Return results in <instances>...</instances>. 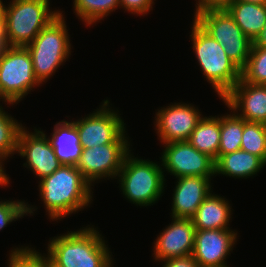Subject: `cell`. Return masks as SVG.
I'll list each match as a JSON object with an SVG mask.
<instances>
[{
  "label": "cell",
  "mask_w": 266,
  "mask_h": 267,
  "mask_svg": "<svg viewBox=\"0 0 266 267\" xmlns=\"http://www.w3.org/2000/svg\"><path fill=\"white\" fill-rule=\"evenodd\" d=\"M253 44L257 47H265L266 48V23L262 28L260 35L255 39Z\"/></svg>",
  "instance_id": "obj_33"
},
{
  "label": "cell",
  "mask_w": 266,
  "mask_h": 267,
  "mask_svg": "<svg viewBox=\"0 0 266 267\" xmlns=\"http://www.w3.org/2000/svg\"><path fill=\"white\" fill-rule=\"evenodd\" d=\"M240 150L256 155L266 163V124L244 120Z\"/></svg>",
  "instance_id": "obj_24"
},
{
  "label": "cell",
  "mask_w": 266,
  "mask_h": 267,
  "mask_svg": "<svg viewBox=\"0 0 266 267\" xmlns=\"http://www.w3.org/2000/svg\"><path fill=\"white\" fill-rule=\"evenodd\" d=\"M235 0H199L196 11H205L210 9H226Z\"/></svg>",
  "instance_id": "obj_32"
},
{
  "label": "cell",
  "mask_w": 266,
  "mask_h": 267,
  "mask_svg": "<svg viewBox=\"0 0 266 267\" xmlns=\"http://www.w3.org/2000/svg\"><path fill=\"white\" fill-rule=\"evenodd\" d=\"M123 194L133 204L148 206L155 203L164 188V174L160 165L133 158L130 153L124 159L117 175Z\"/></svg>",
  "instance_id": "obj_6"
},
{
  "label": "cell",
  "mask_w": 266,
  "mask_h": 267,
  "mask_svg": "<svg viewBox=\"0 0 266 267\" xmlns=\"http://www.w3.org/2000/svg\"><path fill=\"white\" fill-rule=\"evenodd\" d=\"M0 99H3V101L6 102V100H4V98H3L2 94H1V91H0Z\"/></svg>",
  "instance_id": "obj_38"
},
{
  "label": "cell",
  "mask_w": 266,
  "mask_h": 267,
  "mask_svg": "<svg viewBox=\"0 0 266 267\" xmlns=\"http://www.w3.org/2000/svg\"><path fill=\"white\" fill-rule=\"evenodd\" d=\"M55 155L62 165L76 166L81 153L79 133L73 122L61 121L55 125L51 139Z\"/></svg>",
  "instance_id": "obj_18"
},
{
  "label": "cell",
  "mask_w": 266,
  "mask_h": 267,
  "mask_svg": "<svg viewBox=\"0 0 266 267\" xmlns=\"http://www.w3.org/2000/svg\"><path fill=\"white\" fill-rule=\"evenodd\" d=\"M194 21L219 42L228 58L241 70L245 67L253 42L235 23L226 9L196 11Z\"/></svg>",
  "instance_id": "obj_7"
},
{
  "label": "cell",
  "mask_w": 266,
  "mask_h": 267,
  "mask_svg": "<svg viewBox=\"0 0 266 267\" xmlns=\"http://www.w3.org/2000/svg\"><path fill=\"white\" fill-rule=\"evenodd\" d=\"M90 185L72 165H61L53 174L42 178L40 195L50 219H61L88 206L92 198Z\"/></svg>",
  "instance_id": "obj_1"
},
{
  "label": "cell",
  "mask_w": 266,
  "mask_h": 267,
  "mask_svg": "<svg viewBox=\"0 0 266 267\" xmlns=\"http://www.w3.org/2000/svg\"><path fill=\"white\" fill-rule=\"evenodd\" d=\"M16 248L11 251L9 267H51L49 256L44 257L31 248Z\"/></svg>",
  "instance_id": "obj_28"
},
{
  "label": "cell",
  "mask_w": 266,
  "mask_h": 267,
  "mask_svg": "<svg viewBox=\"0 0 266 267\" xmlns=\"http://www.w3.org/2000/svg\"><path fill=\"white\" fill-rule=\"evenodd\" d=\"M222 99L230 110H242V114H237L240 118L266 124V85L251 84L241 78Z\"/></svg>",
  "instance_id": "obj_15"
},
{
  "label": "cell",
  "mask_w": 266,
  "mask_h": 267,
  "mask_svg": "<svg viewBox=\"0 0 266 267\" xmlns=\"http://www.w3.org/2000/svg\"><path fill=\"white\" fill-rule=\"evenodd\" d=\"M2 23L3 22H0V57L2 56L4 49L7 47L2 30Z\"/></svg>",
  "instance_id": "obj_35"
},
{
  "label": "cell",
  "mask_w": 266,
  "mask_h": 267,
  "mask_svg": "<svg viewBox=\"0 0 266 267\" xmlns=\"http://www.w3.org/2000/svg\"><path fill=\"white\" fill-rule=\"evenodd\" d=\"M73 3L77 16L87 25L102 20L120 6L119 0H74Z\"/></svg>",
  "instance_id": "obj_25"
},
{
  "label": "cell",
  "mask_w": 266,
  "mask_h": 267,
  "mask_svg": "<svg viewBox=\"0 0 266 267\" xmlns=\"http://www.w3.org/2000/svg\"><path fill=\"white\" fill-rule=\"evenodd\" d=\"M33 209L23 201H0V230L15 219L23 217L24 214L31 215Z\"/></svg>",
  "instance_id": "obj_29"
},
{
  "label": "cell",
  "mask_w": 266,
  "mask_h": 267,
  "mask_svg": "<svg viewBox=\"0 0 266 267\" xmlns=\"http://www.w3.org/2000/svg\"><path fill=\"white\" fill-rule=\"evenodd\" d=\"M266 163L256 155L238 150L221 155L215 161V174H223L236 178H248L257 174Z\"/></svg>",
  "instance_id": "obj_21"
},
{
  "label": "cell",
  "mask_w": 266,
  "mask_h": 267,
  "mask_svg": "<svg viewBox=\"0 0 266 267\" xmlns=\"http://www.w3.org/2000/svg\"><path fill=\"white\" fill-rule=\"evenodd\" d=\"M4 7L5 5L0 0V22H3V16H4Z\"/></svg>",
  "instance_id": "obj_37"
},
{
  "label": "cell",
  "mask_w": 266,
  "mask_h": 267,
  "mask_svg": "<svg viewBox=\"0 0 266 267\" xmlns=\"http://www.w3.org/2000/svg\"><path fill=\"white\" fill-rule=\"evenodd\" d=\"M157 134L163 144L188 141L192 131L202 118L191 104L174 103L156 113Z\"/></svg>",
  "instance_id": "obj_12"
},
{
  "label": "cell",
  "mask_w": 266,
  "mask_h": 267,
  "mask_svg": "<svg viewBox=\"0 0 266 267\" xmlns=\"http://www.w3.org/2000/svg\"><path fill=\"white\" fill-rule=\"evenodd\" d=\"M33 61L26 47H6L0 57V91L8 102H19L35 85Z\"/></svg>",
  "instance_id": "obj_8"
},
{
  "label": "cell",
  "mask_w": 266,
  "mask_h": 267,
  "mask_svg": "<svg viewBox=\"0 0 266 267\" xmlns=\"http://www.w3.org/2000/svg\"><path fill=\"white\" fill-rule=\"evenodd\" d=\"M153 0H119L120 6L136 14H145L152 8Z\"/></svg>",
  "instance_id": "obj_30"
},
{
  "label": "cell",
  "mask_w": 266,
  "mask_h": 267,
  "mask_svg": "<svg viewBox=\"0 0 266 267\" xmlns=\"http://www.w3.org/2000/svg\"><path fill=\"white\" fill-rule=\"evenodd\" d=\"M92 228L55 237L48 244V256L56 267H111L105 241Z\"/></svg>",
  "instance_id": "obj_2"
},
{
  "label": "cell",
  "mask_w": 266,
  "mask_h": 267,
  "mask_svg": "<svg viewBox=\"0 0 266 267\" xmlns=\"http://www.w3.org/2000/svg\"><path fill=\"white\" fill-rule=\"evenodd\" d=\"M162 261L164 262L163 267H200L192 255L173 257Z\"/></svg>",
  "instance_id": "obj_31"
},
{
  "label": "cell",
  "mask_w": 266,
  "mask_h": 267,
  "mask_svg": "<svg viewBox=\"0 0 266 267\" xmlns=\"http://www.w3.org/2000/svg\"><path fill=\"white\" fill-rule=\"evenodd\" d=\"M235 1H244L254 4H266V0H235Z\"/></svg>",
  "instance_id": "obj_36"
},
{
  "label": "cell",
  "mask_w": 266,
  "mask_h": 267,
  "mask_svg": "<svg viewBox=\"0 0 266 267\" xmlns=\"http://www.w3.org/2000/svg\"><path fill=\"white\" fill-rule=\"evenodd\" d=\"M236 235L230 229L196 230L193 258L200 267H229L225 259L236 243Z\"/></svg>",
  "instance_id": "obj_14"
},
{
  "label": "cell",
  "mask_w": 266,
  "mask_h": 267,
  "mask_svg": "<svg viewBox=\"0 0 266 267\" xmlns=\"http://www.w3.org/2000/svg\"><path fill=\"white\" fill-rule=\"evenodd\" d=\"M188 142L198 151L206 153L215 161L220 146V118L202 117L192 131Z\"/></svg>",
  "instance_id": "obj_22"
},
{
  "label": "cell",
  "mask_w": 266,
  "mask_h": 267,
  "mask_svg": "<svg viewBox=\"0 0 266 267\" xmlns=\"http://www.w3.org/2000/svg\"><path fill=\"white\" fill-rule=\"evenodd\" d=\"M172 220L171 225L160 233L155 242L154 257L158 261L193 253L196 229L192 219L172 218Z\"/></svg>",
  "instance_id": "obj_16"
},
{
  "label": "cell",
  "mask_w": 266,
  "mask_h": 267,
  "mask_svg": "<svg viewBox=\"0 0 266 267\" xmlns=\"http://www.w3.org/2000/svg\"><path fill=\"white\" fill-rule=\"evenodd\" d=\"M241 78L248 83L266 85V48L252 45L245 67L241 70Z\"/></svg>",
  "instance_id": "obj_27"
},
{
  "label": "cell",
  "mask_w": 266,
  "mask_h": 267,
  "mask_svg": "<svg viewBox=\"0 0 266 267\" xmlns=\"http://www.w3.org/2000/svg\"><path fill=\"white\" fill-rule=\"evenodd\" d=\"M2 165H3V163H2V161H0V186L1 185L6 186L9 183V178L6 175V173L4 172Z\"/></svg>",
  "instance_id": "obj_34"
},
{
  "label": "cell",
  "mask_w": 266,
  "mask_h": 267,
  "mask_svg": "<svg viewBox=\"0 0 266 267\" xmlns=\"http://www.w3.org/2000/svg\"><path fill=\"white\" fill-rule=\"evenodd\" d=\"M162 165L176 178L201 176L211 178L215 175V160L206 153L198 151L188 141L165 144Z\"/></svg>",
  "instance_id": "obj_10"
},
{
  "label": "cell",
  "mask_w": 266,
  "mask_h": 267,
  "mask_svg": "<svg viewBox=\"0 0 266 267\" xmlns=\"http://www.w3.org/2000/svg\"><path fill=\"white\" fill-rule=\"evenodd\" d=\"M4 7L2 30L8 47H26L61 12L49 10V0H12Z\"/></svg>",
  "instance_id": "obj_3"
},
{
  "label": "cell",
  "mask_w": 266,
  "mask_h": 267,
  "mask_svg": "<svg viewBox=\"0 0 266 267\" xmlns=\"http://www.w3.org/2000/svg\"><path fill=\"white\" fill-rule=\"evenodd\" d=\"M210 179L201 176L179 177L173 194L172 218L191 219L211 193Z\"/></svg>",
  "instance_id": "obj_17"
},
{
  "label": "cell",
  "mask_w": 266,
  "mask_h": 267,
  "mask_svg": "<svg viewBox=\"0 0 266 267\" xmlns=\"http://www.w3.org/2000/svg\"><path fill=\"white\" fill-rule=\"evenodd\" d=\"M125 138L124 132L114 143L82 149L76 167L90 184L100 178H114L119 174L130 152L129 142Z\"/></svg>",
  "instance_id": "obj_9"
},
{
  "label": "cell",
  "mask_w": 266,
  "mask_h": 267,
  "mask_svg": "<svg viewBox=\"0 0 266 267\" xmlns=\"http://www.w3.org/2000/svg\"><path fill=\"white\" fill-rule=\"evenodd\" d=\"M66 27L60 13L26 46L32 57L35 77L40 83L49 79L69 57L71 45Z\"/></svg>",
  "instance_id": "obj_5"
},
{
  "label": "cell",
  "mask_w": 266,
  "mask_h": 267,
  "mask_svg": "<svg viewBox=\"0 0 266 267\" xmlns=\"http://www.w3.org/2000/svg\"><path fill=\"white\" fill-rule=\"evenodd\" d=\"M108 104L105 100L102 108L74 122L83 148L114 143L125 132L123 120Z\"/></svg>",
  "instance_id": "obj_11"
},
{
  "label": "cell",
  "mask_w": 266,
  "mask_h": 267,
  "mask_svg": "<svg viewBox=\"0 0 266 267\" xmlns=\"http://www.w3.org/2000/svg\"><path fill=\"white\" fill-rule=\"evenodd\" d=\"M226 10L244 34L254 42L266 23V4L234 1Z\"/></svg>",
  "instance_id": "obj_20"
},
{
  "label": "cell",
  "mask_w": 266,
  "mask_h": 267,
  "mask_svg": "<svg viewBox=\"0 0 266 267\" xmlns=\"http://www.w3.org/2000/svg\"><path fill=\"white\" fill-rule=\"evenodd\" d=\"M51 267H56V266L52 263V261H51Z\"/></svg>",
  "instance_id": "obj_39"
},
{
  "label": "cell",
  "mask_w": 266,
  "mask_h": 267,
  "mask_svg": "<svg viewBox=\"0 0 266 267\" xmlns=\"http://www.w3.org/2000/svg\"><path fill=\"white\" fill-rule=\"evenodd\" d=\"M22 124L3 111L0 106V160L4 161L11 154L17 152L18 136Z\"/></svg>",
  "instance_id": "obj_26"
},
{
  "label": "cell",
  "mask_w": 266,
  "mask_h": 267,
  "mask_svg": "<svg viewBox=\"0 0 266 267\" xmlns=\"http://www.w3.org/2000/svg\"><path fill=\"white\" fill-rule=\"evenodd\" d=\"M210 193L191 218L196 230L229 229L231 208L228 201Z\"/></svg>",
  "instance_id": "obj_19"
},
{
  "label": "cell",
  "mask_w": 266,
  "mask_h": 267,
  "mask_svg": "<svg viewBox=\"0 0 266 267\" xmlns=\"http://www.w3.org/2000/svg\"><path fill=\"white\" fill-rule=\"evenodd\" d=\"M244 119L235 114L220 117V146L218 158L240 150Z\"/></svg>",
  "instance_id": "obj_23"
},
{
  "label": "cell",
  "mask_w": 266,
  "mask_h": 267,
  "mask_svg": "<svg viewBox=\"0 0 266 267\" xmlns=\"http://www.w3.org/2000/svg\"><path fill=\"white\" fill-rule=\"evenodd\" d=\"M35 130L34 134L29 133L25 128L20 130L17 152L23 158H27L24 166H29L27 168H31L41 180L53 174L62 164L57 159L49 138L45 136L46 134Z\"/></svg>",
  "instance_id": "obj_13"
},
{
  "label": "cell",
  "mask_w": 266,
  "mask_h": 267,
  "mask_svg": "<svg viewBox=\"0 0 266 267\" xmlns=\"http://www.w3.org/2000/svg\"><path fill=\"white\" fill-rule=\"evenodd\" d=\"M193 22L190 36L199 65L222 99L241 79V69L228 58L219 42Z\"/></svg>",
  "instance_id": "obj_4"
}]
</instances>
